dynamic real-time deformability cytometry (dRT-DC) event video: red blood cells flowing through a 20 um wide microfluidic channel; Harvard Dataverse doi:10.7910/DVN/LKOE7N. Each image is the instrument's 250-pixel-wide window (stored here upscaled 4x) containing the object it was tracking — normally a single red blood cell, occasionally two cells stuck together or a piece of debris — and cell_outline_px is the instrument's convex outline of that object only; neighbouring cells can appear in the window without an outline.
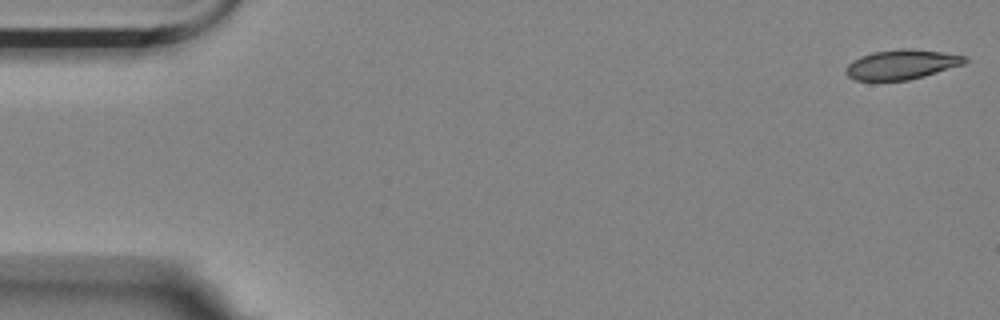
{"species": "Egyptian fruit bat (a non-hibernating species)", "species_latin": "Rousettus aegyptiacus", "temperature_condition": "room temperature", "stored_images_in_passage": 51, "camera_frame_rate_fps": 3000, "um_per_image_px": 0.085, "animal": {"sex": "female"}, "frame": {"image": 1, "passage_image": 1, "time_ms": 0.0, "image_size_px": [1000, 320], "cell_outline_px": [[968, 60], [964, 64], [924, 76], [908, 80], [856, 80], [848, 76], [844, 72], [844, 68], [852, 60], [860, 56], [872, 52], [900, 48], [912, 48], [968, 56]], "centroid_in_image_um": [76.62, 5.47], "position_along_channel_um": 8.4, "area_um2": 20.69}}
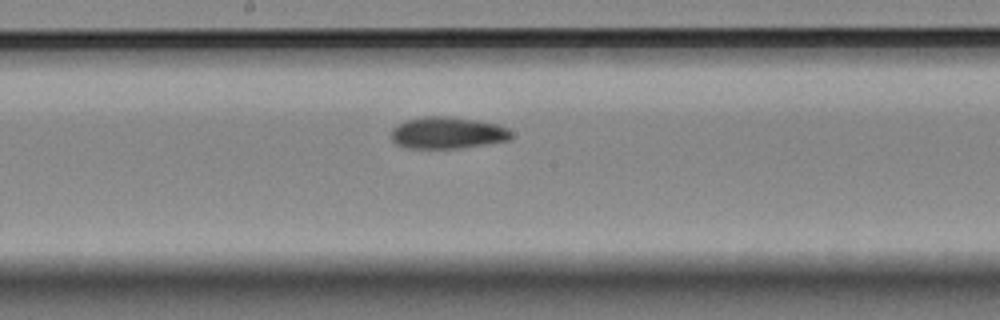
{"frame": {"image": 2, "passage_image": 29, "time_ms": 9.333, "image_size_px": [1000, 320], "cell_outline_px": [[512, 136], [508, 140], [460, 148], [404, 148], [396, 144], [392, 140], [392, 128], [396, 124], [408, 120], [424, 116], [448, 116], [476, 120], [500, 124], [508, 128], [512, 132]], "centroid_in_image_um": [38.03, 11.28], "position_along_channel_um": 210.2, "area_um2": 22.31}}
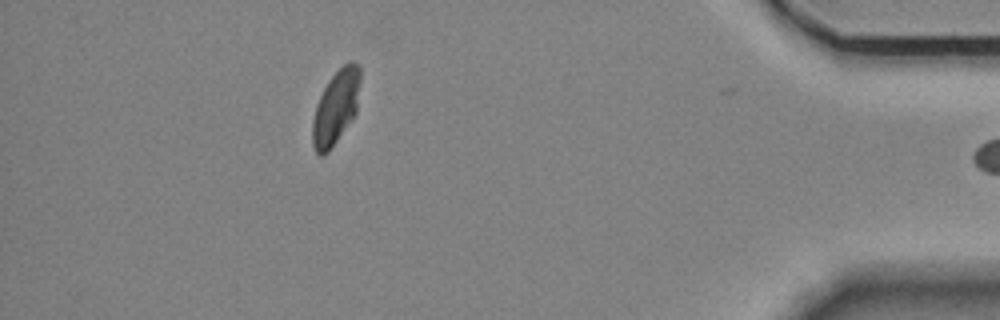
{"frame": {"image": 3, "passage_image": 50, "time_ms": 16.333, "image_size_px": [1000, 320], "cell_outline_px": [[360, 80], [356, 112], [328, 152], [324, 156], [320, 156], [316, 152], [312, 144], [312, 120], [316, 104], [328, 80], [348, 60], [352, 60], [360, 64]], "centroid_in_image_um": [28.53, 9.09], "position_along_channel_um": 406.7, "area_um2": 20.52}}